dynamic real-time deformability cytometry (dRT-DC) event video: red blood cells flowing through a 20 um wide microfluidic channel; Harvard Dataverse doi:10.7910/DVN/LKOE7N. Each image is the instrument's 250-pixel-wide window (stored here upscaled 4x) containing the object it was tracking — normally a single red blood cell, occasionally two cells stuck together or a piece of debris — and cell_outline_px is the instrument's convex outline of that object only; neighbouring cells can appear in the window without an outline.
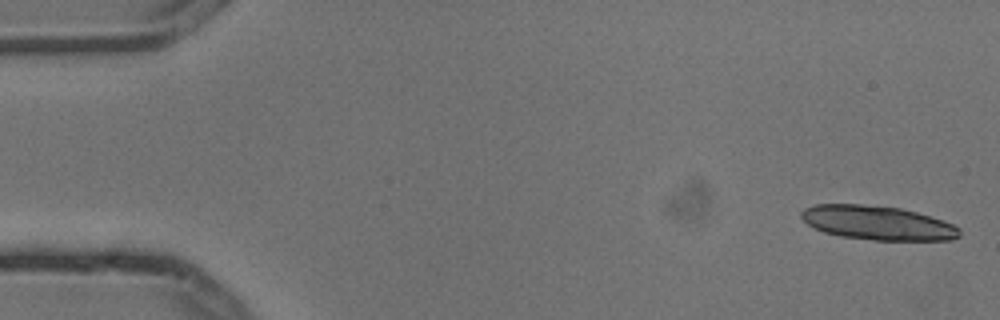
{"species": "common noctule bat (a hibernating species)", "species_latin": "Nyctalus noctula", "temperature_condition": "cold", "stored_images_in_passage": 5, "camera_frame_rate_fps": 3000, "um_per_image_px": 0.085, "animal": {"sex": "male", "body_mass_g": 13.3}, "frame": {"image": 1, "passage_image": 1, "time_ms": 0.0, "image_size_px": [1000, 320], "cell_outline_px": [[960, 236], [952, 240], [872, 240], [840, 236], [824, 232], [808, 224], [800, 216], [800, 212], [804, 208], [816, 204], [860, 204], [900, 208], [916, 212], [952, 224], [960, 228]], "centroid_in_image_um": [74.57, 18.94], "position_along_channel_um": 10.4, "area_um2": 31.27}}